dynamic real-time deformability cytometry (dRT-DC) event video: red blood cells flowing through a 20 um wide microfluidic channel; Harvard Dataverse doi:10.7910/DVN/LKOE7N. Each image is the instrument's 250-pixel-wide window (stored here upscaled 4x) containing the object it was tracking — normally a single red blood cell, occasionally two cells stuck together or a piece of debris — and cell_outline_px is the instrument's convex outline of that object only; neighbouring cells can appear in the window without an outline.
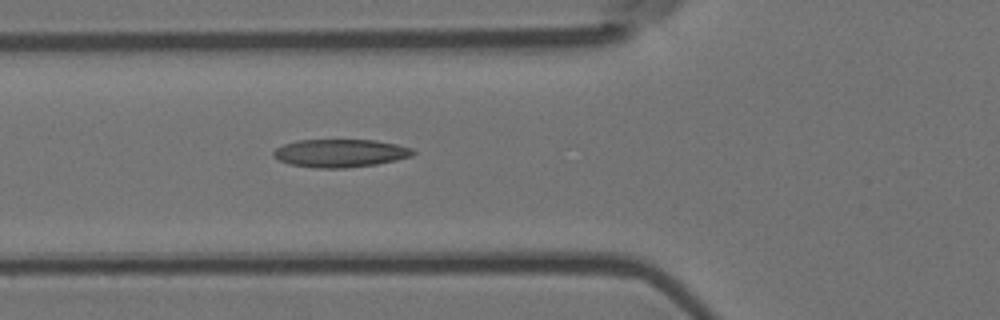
{"species": "Egyptian fruit bat (a non-hibernating species)", "species_latin": "Rousettus aegyptiacus", "temperature_condition": "room temperature", "stored_images_in_passage": 6, "camera_frame_rate_fps": 3000, "um_per_image_px": 0.085, "animal": {"sex": "female"}, "frame": {"image": 1, "passage_image": 6, "time_ms": 1.667, "image_size_px": [1000, 320], "cell_outline_px": [[416, 152], [412, 156], [396, 160], [376, 164], [348, 168], [316, 168], [288, 164], [280, 160], [272, 152], [276, 148], [284, 144], [296, 140], [376, 140], [396, 144], [412, 148]], "centroid_in_image_um": [28.94, 13.02], "position_along_channel_um": 96.9, "area_um2": 22.77}}